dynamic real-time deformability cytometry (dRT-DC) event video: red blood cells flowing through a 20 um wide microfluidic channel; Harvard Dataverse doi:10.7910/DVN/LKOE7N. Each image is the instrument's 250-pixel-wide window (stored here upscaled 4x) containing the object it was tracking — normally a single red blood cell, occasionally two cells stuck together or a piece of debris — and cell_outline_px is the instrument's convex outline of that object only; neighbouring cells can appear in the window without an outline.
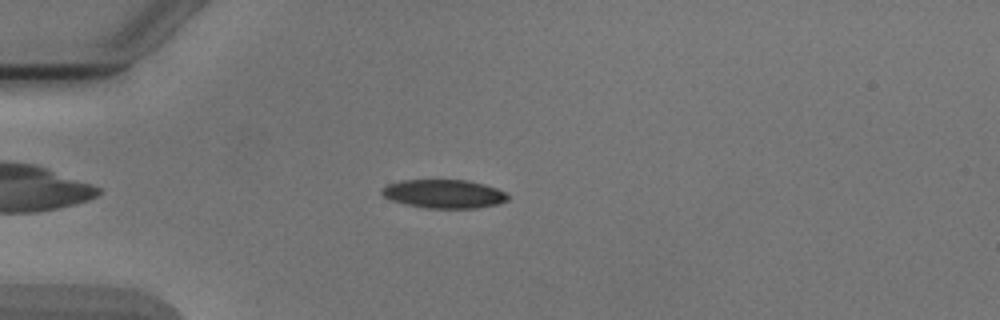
{"species": "Egyptian fruit bat (a non-hibernating species)", "species_latin": "Rousettus aegyptiacus", "temperature_condition": "cold", "stored_images_in_passage": 1, "camera_frame_rate_fps": 3000, "um_per_image_px": 0.085, "animal": {"sex": "male"}, "frame": {"image": 1, "passage_image": 1, "time_ms": 0.0, "image_size_px": [1000, 320], "cell_outline_px": [[508, 200], [496, 204], [476, 208], [424, 208], [392, 200], [384, 196], [380, 192], [380, 188], [388, 184], [400, 180], [468, 180], [484, 184], [496, 188], [504, 192], [508, 196]], "centroid_in_image_um": [37.71, 16.47], "position_along_channel_um": 47.3, "area_um2": 20.92}}